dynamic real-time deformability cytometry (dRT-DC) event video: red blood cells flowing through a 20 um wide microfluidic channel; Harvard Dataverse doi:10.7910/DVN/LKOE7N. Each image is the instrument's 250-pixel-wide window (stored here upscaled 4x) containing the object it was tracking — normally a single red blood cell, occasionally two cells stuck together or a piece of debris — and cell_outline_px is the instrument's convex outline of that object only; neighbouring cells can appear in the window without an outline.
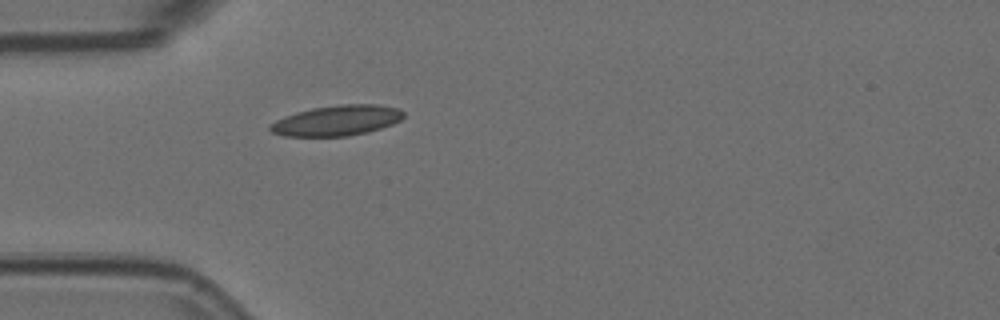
{"species": "Egyptian fruit bat (a non-hibernating species)", "species_latin": "Rousettus aegyptiacus", "temperature_condition": "room temperature", "stored_images_in_passage": 5, "camera_frame_rate_fps": 3000, "um_per_image_px": 0.085, "animal": {"sex": "female"}, "frame": {"image": 1, "passage_image": 5, "time_ms": 1.333, "image_size_px": [1000, 320], "cell_outline_px": [[404, 116], [400, 120], [392, 124], [368, 132], [348, 136], [284, 136], [272, 132], [268, 128], [268, 124], [284, 116], [296, 112], [312, 108], [340, 104], [376, 104], [396, 108], [404, 112]], "centroid_in_image_um": [28.6, 10.24], "position_along_channel_um": 56.4, "area_um2": 23.64}}